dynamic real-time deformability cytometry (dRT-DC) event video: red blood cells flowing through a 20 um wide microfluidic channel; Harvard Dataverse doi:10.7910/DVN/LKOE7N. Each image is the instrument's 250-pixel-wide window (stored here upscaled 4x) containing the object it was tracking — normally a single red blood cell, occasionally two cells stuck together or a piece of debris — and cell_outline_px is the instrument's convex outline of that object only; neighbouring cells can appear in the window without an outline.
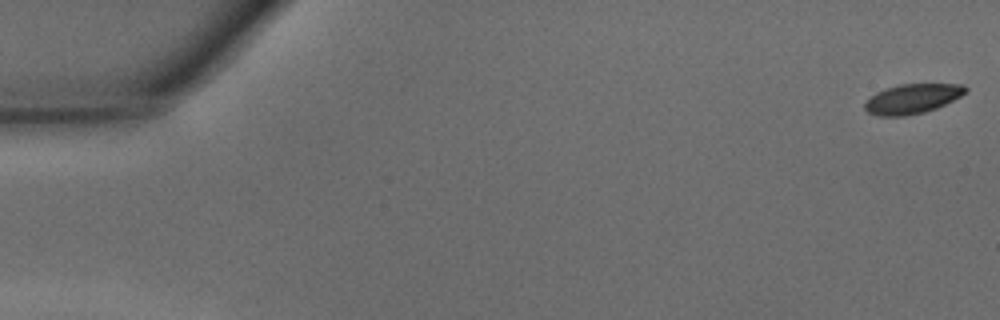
{"species": "common noctule bat (a hibernating species)", "species_latin": "Nyctalus noctula", "temperature_condition": "warm", "stored_images_in_passage": 47, "camera_frame_rate_fps": 3000, "um_per_image_px": 0.085, "animal": {"sex": "male", "body_mass_g": 15.6}, "frame": {"image": 1, "passage_image": 1, "time_ms": 0.0, "image_size_px": [1000, 320], "cell_outline_px": [[968, 88], [960, 96], [936, 108], [924, 112], [904, 116], [876, 116], [868, 112], [864, 108], [864, 104], [876, 92], [884, 88], [900, 84], [964, 84]], "centroid_in_image_um": [77.52, 8.39], "position_along_channel_um": 7.5, "area_um2": 17.28}}
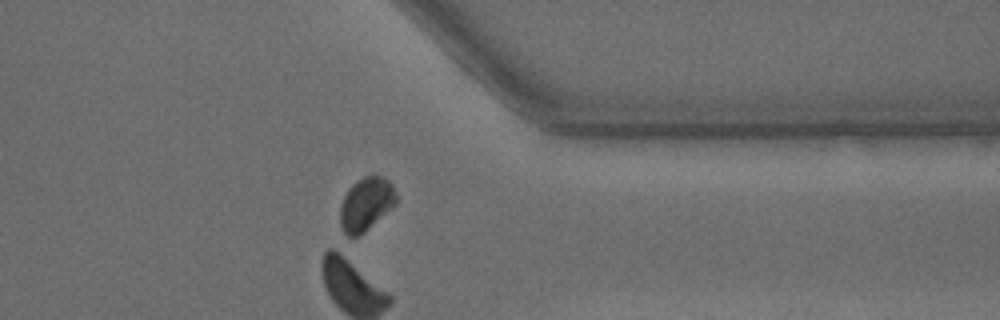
{"frame": {"image": 2, "passage_image": 38, "time_ms": 12.333, "image_size_px": [1000, 320], "cell_outline_px": [[396, 204], [392, 208], [360, 236], [348, 236], [344, 232], [340, 224], [340, 208], [344, 196], [348, 188], [356, 180], [372, 172], [388, 180], [392, 184], [396, 192]], "centroid_in_image_um": [31.12, 17.31], "position_along_channel_um": 380.3, "area_um2": 17.69}}
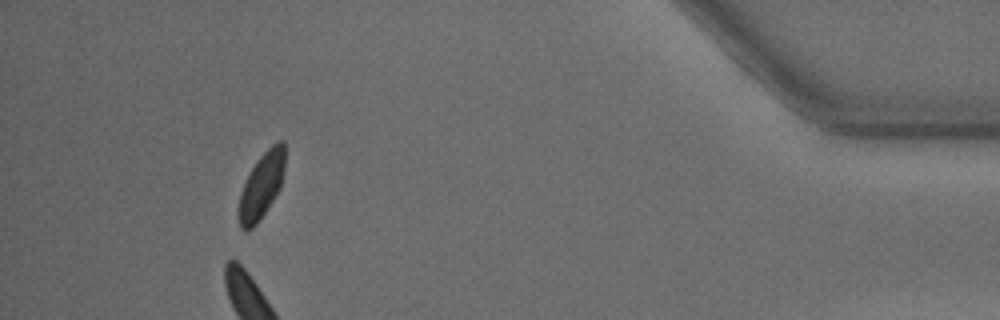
{"frame": {"image": 3, "passage_image": 44, "time_ms": 14.333, "image_size_px": [1000, 320], "cell_outline_px": [[284, 168], [280, 188], [256, 224], [252, 228], [244, 232], [240, 228], [240, 192], [256, 160], [276, 140], [284, 140]], "centroid_in_image_um": [22.25, 15.73], "position_along_channel_um": 413.0, "area_um2": 17.22}}